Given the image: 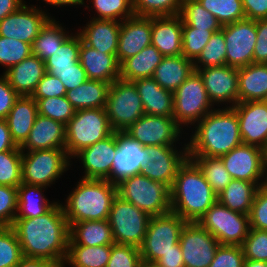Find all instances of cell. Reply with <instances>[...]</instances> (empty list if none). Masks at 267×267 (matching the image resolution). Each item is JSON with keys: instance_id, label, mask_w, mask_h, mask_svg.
I'll return each instance as SVG.
<instances>
[{"instance_id": "obj_16", "label": "cell", "mask_w": 267, "mask_h": 267, "mask_svg": "<svg viewBox=\"0 0 267 267\" xmlns=\"http://www.w3.org/2000/svg\"><path fill=\"white\" fill-rule=\"evenodd\" d=\"M226 65L241 68L253 63L256 21L243 19L224 25Z\"/></svg>"}, {"instance_id": "obj_1", "label": "cell", "mask_w": 267, "mask_h": 267, "mask_svg": "<svg viewBox=\"0 0 267 267\" xmlns=\"http://www.w3.org/2000/svg\"><path fill=\"white\" fill-rule=\"evenodd\" d=\"M11 227L24 257L46 259L63 266L68 249L69 225L59 201L44 215L15 218Z\"/></svg>"}, {"instance_id": "obj_67", "label": "cell", "mask_w": 267, "mask_h": 267, "mask_svg": "<svg viewBox=\"0 0 267 267\" xmlns=\"http://www.w3.org/2000/svg\"><path fill=\"white\" fill-rule=\"evenodd\" d=\"M243 267H267V262L244 260Z\"/></svg>"}, {"instance_id": "obj_52", "label": "cell", "mask_w": 267, "mask_h": 267, "mask_svg": "<svg viewBox=\"0 0 267 267\" xmlns=\"http://www.w3.org/2000/svg\"><path fill=\"white\" fill-rule=\"evenodd\" d=\"M241 247L245 260L267 262V230L250 228Z\"/></svg>"}, {"instance_id": "obj_28", "label": "cell", "mask_w": 267, "mask_h": 267, "mask_svg": "<svg viewBox=\"0 0 267 267\" xmlns=\"http://www.w3.org/2000/svg\"><path fill=\"white\" fill-rule=\"evenodd\" d=\"M45 73V62L31 54L3 74L20 96H31Z\"/></svg>"}, {"instance_id": "obj_65", "label": "cell", "mask_w": 267, "mask_h": 267, "mask_svg": "<svg viewBox=\"0 0 267 267\" xmlns=\"http://www.w3.org/2000/svg\"><path fill=\"white\" fill-rule=\"evenodd\" d=\"M24 0H0V21L7 15L19 10L26 1Z\"/></svg>"}, {"instance_id": "obj_62", "label": "cell", "mask_w": 267, "mask_h": 267, "mask_svg": "<svg viewBox=\"0 0 267 267\" xmlns=\"http://www.w3.org/2000/svg\"><path fill=\"white\" fill-rule=\"evenodd\" d=\"M153 265L155 267H185L179 243L175 245V250L164 254Z\"/></svg>"}, {"instance_id": "obj_21", "label": "cell", "mask_w": 267, "mask_h": 267, "mask_svg": "<svg viewBox=\"0 0 267 267\" xmlns=\"http://www.w3.org/2000/svg\"><path fill=\"white\" fill-rule=\"evenodd\" d=\"M146 161L145 147L125 132H117V150L106 180L117 185L123 179L139 174Z\"/></svg>"}, {"instance_id": "obj_22", "label": "cell", "mask_w": 267, "mask_h": 267, "mask_svg": "<svg viewBox=\"0 0 267 267\" xmlns=\"http://www.w3.org/2000/svg\"><path fill=\"white\" fill-rule=\"evenodd\" d=\"M117 150V132L95 144L82 149L73 158L81 159L84 179H107L110 176L114 156Z\"/></svg>"}, {"instance_id": "obj_11", "label": "cell", "mask_w": 267, "mask_h": 267, "mask_svg": "<svg viewBox=\"0 0 267 267\" xmlns=\"http://www.w3.org/2000/svg\"><path fill=\"white\" fill-rule=\"evenodd\" d=\"M150 219L149 214L117 195L112 201L108 217L115 243L139 248L145 238Z\"/></svg>"}, {"instance_id": "obj_31", "label": "cell", "mask_w": 267, "mask_h": 267, "mask_svg": "<svg viewBox=\"0 0 267 267\" xmlns=\"http://www.w3.org/2000/svg\"><path fill=\"white\" fill-rule=\"evenodd\" d=\"M267 100V64L238 68V102Z\"/></svg>"}, {"instance_id": "obj_29", "label": "cell", "mask_w": 267, "mask_h": 267, "mask_svg": "<svg viewBox=\"0 0 267 267\" xmlns=\"http://www.w3.org/2000/svg\"><path fill=\"white\" fill-rule=\"evenodd\" d=\"M132 82L140 95L146 115L173 117L172 92L162 88L153 78H139Z\"/></svg>"}, {"instance_id": "obj_19", "label": "cell", "mask_w": 267, "mask_h": 267, "mask_svg": "<svg viewBox=\"0 0 267 267\" xmlns=\"http://www.w3.org/2000/svg\"><path fill=\"white\" fill-rule=\"evenodd\" d=\"M237 114L242 142L267 151V100L238 102Z\"/></svg>"}, {"instance_id": "obj_24", "label": "cell", "mask_w": 267, "mask_h": 267, "mask_svg": "<svg viewBox=\"0 0 267 267\" xmlns=\"http://www.w3.org/2000/svg\"><path fill=\"white\" fill-rule=\"evenodd\" d=\"M66 128L59 121L37 115L28 138L20 146L22 152L64 148Z\"/></svg>"}, {"instance_id": "obj_33", "label": "cell", "mask_w": 267, "mask_h": 267, "mask_svg": "<svg viewBox=\"0 0 267 267\" xmlns=\"http://www.w3.org/2000/svg\"><path fill=\"white\" fill-rule=\"evenodd\" d=\"M194 71L193 61L185 56H164L152 78L173 93Z\"/></svg>"}, {"instance_id": "obj_10", "label": "cell", "mask_w": 267, "mask_h": 267, "mask_svg": "<svg viewBox=\"0 0 267 267\" xmlns=\"http://www.w3.org/2000/svg\"><path fill=\"white\" fill-rule=\"evenodd\" d=\"M105 109L114 132H125L145 114L135 84L120 78L109 87Z\"/></svg>"}, {"instance_id": "obj_55", "label": "cell", "mask_w": 267, "mask_h": 267, "mask_svg": "<svg viewBox=\"0 0 267 267\" xmlns=\"http://www.w3.org/2000/svg\"><path fill=\"white\" fill-rule=\"evenodd\" d=\"M245 256L239 245H219L209 267H243Z\"/></svg>"}, {"instance_id": "obj_3", "label": "cell", "mask_w": 267, "mask_h": 267, "mask_svg": "<svg viewBox=\"0 0 267 267\" xmlns=\"http://www.w3.org/2000/svg\"><path fill=\"white\" fill-rule=\"evenodd\" d=\"M170 190L171 211L187 222H198L218 198L201 169L189 157L179 168Z\"/></svg>"}, {"instance_id": "obj_27", "label": "cell", "mask_w": 267, "mask_h": 267, "mask_svg": "<svg viewBox=\"0 0 267 267\" xmlns=\"http://www.w3.org/2000/svg\"><path fill=\"white\" fill-rule=\"evenodd\" d=\"M121 22L109 19L91 18L90 21L84 26L79 35L82 41L96 49L108 54H117L119 32Z\"/></svg>"}, {"instance_id": "obj_20", "label": "cell", "mask_w": 267, "mask_h": 267, "mask_svg": "<svg viewBox=\"0 0 267 267\" xmlns=\"http://www.w3.org/2000/svg\"><path fill=\"white\" fill-rule=\"evenodd\" d=\"M203 79L208 97L220 107L223 102L232 108L238 103V68L228 65L195 69ZM215 103V104H214Z\"/></svg>"}, {"instance_id": "obj_57", "label": "cell", "mask_w": 267, "mask_h": 267, "mask_svg": "<svg viewBox=\"0 0 267 267\" xmlns=\"http://www.w3.org/2000/svg\"><path fill=\"white\" fill-rule=\"evenodd\" d=\"M66 88L58 77L45 73L39 81L32 98H48L66 96Z\"/></svg>"}, {"instance_id": "obj_13", "label": "cell", "mask_w": 267, "mask_h": 267, "mask_svg": "<svg viewBox=\"0 0 267 267\" xmlns=\"http://www.w3.org/2000/svg\"><path fill=\"white\" fill-rule=\"evenodd\" d=\"M220 157L232 179L253 182L259 187L266 185V151L262 148L242 143Z\"/></svg>"}, {"instance_id": "obj_53", "label": "cell", "mask_w": 267, "mask_h": 267, "mask_svg": "<svg viewBox=\"0 0 267 267\" xmlns=\"http://www.w3.org/2000/svg\"><path fill=\"white\" fill-rule=\"evenodd\" d=\"M142 264L138 247L125 244H112L107 267H141Z\"/></svg>"}, {"instance_id": "obj_48", "label": "cell", "mask_w": 267, "mask_h": 267, "mask_svg": "<svg viewBox=\"0 0 267 267\" xmlns=\"http://www.w3.org/2000/svg\"><path fill=\"white\" fill-rule=\"evenodd\" d=\"M97 16L91 18L123 21L134 15L132 0H91Z\"/></svg>"}, {"instance_id": "obj_56", "label": "cell", "mask_w": 267, "mask_h": 267, "mask_svg": "<svg viewBox=\"0 0 267 267\" xmlns=\"http://www.w3.org/2000/svg\"><path fill=\"white\" fill-rule=\"evenodd\" d=\"M250 228L267 230V185L256 191L249 213Z\"/></svg>"}, {"instance_id": "obj_50", "label": "cell", "mask_w": 267, "mask_h": 267, "mask_svg": "<svg viewBox=\"0 0 267 267\" xmlns=\"http://www.w3.org/2000/svg\"><path fill=\"white\" fill-rule=\"evenodd\" d=\"M32 54L31 44L0 36V64L7 71Z\"/></svg>"}, {"instance_id": "obj_63", "label": "cell", "mask_w": 267, "mask_h": 267, "mask_svg": "<svg viewBox=\"0 0 267 267\" xmlns=\"http://www.w3.org/2000/svg\"><path fill=\"white\" fill-rule=\"evenodd\" d=\"M17 147L12 140L7 121L0 119V152L14 150Z\"/></svg>"}, {"instance_id": "obj_42", "label": "cell", "mask_w": 267, "mask_h": 267, "mask_svg": "<svg viewBox=\"0 0 267 267\" xmlns=\"http://www.w3.org/2000/svg\"><path fill=\"white\" fill-rule=\"evenodd\" d=\"M183 22L190 27L201 30H221L220 22L208 12L197 0H182L179 14Z\"/></svg>"}, {"instance_id": "obj_30", "label": "cell", "mask_w": 267, "mask_h": 267, "mask_svg": "<svg viewBox=\"0 0 267 267\" xmlns=\"http://www.w3.org/2000/svg\"><path fill=\"white\" fill-rule=\"evenodd\" d=\"M37 115L38 106L34 98L22 95L16 99L5 120L17 146L20 147L28 138Z\"/></svg>"}, {"instance_id": "obj_34", "label": "cell", "mask_w": 267, "mask_h": 267, "mask_svg": "<svg viewBox=\"0 0 267 267\" xmlns=\"http://www.w3.org/2000/svg\"><path fill=\"white\" fill-rule=\"evenodd\" d=\"M163 57L154 45H148L120 65V79L134 81L139 78H152Z\"/></svg>"}, {"instance_id": "obj_40", "label": "cell", "mask_w": 267, "mask_h": 267, "mask_svg": "<svg viewBox=\"0 0 267 267\" xmlns=\"http://www.w3.org/2000/svg\"><path fill=\"white\" fill-rule=\"evenodd\" d=\"M81 46V36L70 34V36L48 57L45 62L46 70L66 71L74 68V64L79 61V49Z\"/></svg>"}, {"instance_id": "obj_25", "label": "cell", "mask_w": 267, "mask_h": 267, "mask_svg": "<svg viewBox=\"0 0 267 267\" xmlns=\"http://www.w3.org/2000/svg\"><path fill=\"white\" fill-rule=\"evenodd\" d=\"M182 28L180 15L152 17L151 44L163 56L182 55Z\"/></svg>"}, {"instance_id": "obj_58", "label": "cell", "mask_w": 267, "mask_h": 267, "mask_svg": "<svg viewBox=\"0 0 267 267\" xmlns=\"http://www.w3.org/2000/svg\"><path fill=\"white\" fill-rule=\"evenodd\" d=\"M52 76L58 77L64 84L66 91L72 90L80 86L88 80L86 71L82 64L78 61L74 64V68L66 71L46 70Z\"/></svg>"}, {"instance_id": "obj_59", "label": "cell", "mask_w": 267, "mask_h": 267, "mask_svg": "<svg viewBox=\"0 0 267 267\" xmlns=\"http://www.w3.org/2000/svg\"><path fill=\"white\" fill-rule=\"evenodd\" d=\"M20 95L9 84L7 77L0 76V119H6Z\"/></svg>"}, {"instance_id": "obj_4", "label": "cell", "mask_w": 267, "mask_h": 267, "mask_svg": "<svg viewBox=\"0 0 267 267\" xmlns=\"http://www.w3.org/2000/svg\"><path fill=\"white\" fill-rule=\"evenodd\" d=\"M77 182L62 205L68 225L88 220H106L112 201L117 196V185L105 179H84Z\"/></svg>"}, {"instance_id": "obj_17", "label": "cell", "mask_w": 267, "mask_h": 267, "mask_svg": "<svg viewBox=\"0 0 267 267\" xmlns=\"http://www.w3.org/2000/svg\"><path fill=\"white\" fill-rule=\"evenodd\" d=\"M185 267H209L220 245L198 222H187L179 238Z\"/></svg>"}, {"instance_id": "obj_8", "label": "cell", "mask_w": 267, "mask_h": 267, "mask_svg": "<svg viewBox=\"0 0 267 267\" xmlns=\"http://www.w3.org/2000/svg\"><path fill=\"white\" fill-rule=\"evenodd\" d=\"M213 107L203 79L197 71H194L173 92V118L181 128L182 126L188 128L189 124L195 125L214 110Z\"/></svg>"}, {"instance_id": "obj_43", "label": "cell", "mask_w": 267, "mask_h": 267, "mask_svg": "<svg viewBox=\"0 0 267 267\" xmlns=\"http://www.w3.org/2000/svg\"><path fill=\"white\" fill-rule=\"evenodd\" d=\"M195 69L226 65L224 25L214 32L199 56L193 61Z\"/></svg>"}, {"instance_id": "obj_49", "label": "cell", "mask_w": 267, "mask_h": 267, "mask_svg": "<svg viewBox=\"0 0 267 267\" xmlns=\"http://www.w3.org/2000/svg\"><path fill=\"white\" fill-rule=\"evenodd\" d=\"M219 30H201L183 22L182 55L194 61L209 41L211 35Z\"/></svg>"}, {"instance_id": "obj_60", "label": "cell", "mask_w": 267, "mask_h": 267, "mask_svg": "<svg viewBox=\"0 0 267 267\" xmlns=\"http://www.w3.org/2000/svg\"><path fill=\"white\" fill-rule=\"evenodd\" d=\"M256 31L253 63L267 64V19L256 20Z\"/></svg>"}, {"instance_id": "obj_68", "label": "cell", "mask_w": 267, "mask_h": 267, "mask_svg": "<svg viewBox=\"0 0 267 267\" xmlns=\"http://www.w3.org/2000/svg\"><path fill=\"white\" fill-rule=\"evenodd\" d=\"M141 267H155L154 265H150V264H142Z\"/></svg>"}, {"instance_id": "obj_66", "label": "cell", "mask_w": 267, "mask_h": 267, "mask_svg": "<svg viewBox=\"0 0 267 267\" xmlns=\"http://www.w3.org/2000/svg\"><path fill=\"white\" fill-rule=\"evenodd\" d=\"M45 1V4L53 5V6H75V5H83L84 6V0H43Z\"/></svg>"}, {"instance_id": "obj_64", "label": "cell", "mask_w": 267, "mask_h": 267, "mask_svg": "<svg viewBox=\"0 0 267 267\" xmlns=\"http://www.w3.org/2000/svg\"><path fill=\"white\" fill-rule=\"evenodd\" d=\"M14 267H62V265L46 259L23 256Z\"/></svg>"}, {"instance_id": "obj_47", "label": "cell", "mask_w": 267, "mask_h": 267, "mask_svg": "<svg viewBox=\"0 0 267 267\" xmlns=\"http://www.w3.org/2000/svg\"><path fill=\"white\" fill-rule=\"evenodd\" d=\"M182 0H132L134 15L161 17L179 15Z\"/></svg>"}, {"instance_id": "obj_61", "label": "cell", "mask_w": 267, "mask_h": 267, "mask_svg": "<svg viewBox=\"0 0 267 267\" xmlns=\"http://www.w3.org/2000/svg\"><path fill=\"white\" fill-rule=\"evenodd\" d=\"M246 19H267V0H242Z\"/></svg>"}, {"instance_id": "obj_37", "label": "cell", "mask_w": 267, "mask_h": 267, "mask_svg": "<svg viewBox=\"0 0 267 267\" xmlns=\"http://www.w3.org/2000/svg\"><path fill=\"white\" fill-rule=\"evenodd\" d=\"M45 189L46 187L43 186L21 183L17 187L16 218H36L47 213L56 204V201L52 203L44 196L42 192Z\"/></svg>"}, {"instance_id": "obj_35", "label": "cell", "mask_w": 267, "mask_h": 267, "mask_svg": "<svg viewBox=\"0 0 267 267\" xmlns=\"http://www.w3.org/2000/svg\"><path fill=\"white\" fill-rule=\"evenodd\" d=\"M110 85L99 80H87L67 91L66 98L76 110L102 108L106 106Z\"/></svg>"}, {"instance_id": "obj_46", "label": "cell", "mask_w": 267, "mask_h": 267, "mask_svg": "<svg viewBox=\"0 0 267 267\" xmlns=\"http://www.w3.org/2000/svg\"><path fill=\"white\" fill-rule=\"evenodd\" d=\"M22 183V151L0 152V185L18 187Z\"/></svg>"}, {"instance_id": "obj_5", "label": "cell", "mask_w": 267, "mask_h": 267, "mask_svg": "<svg viewBox=\"0 0 267 267\" xmlns=\"http://www.w3.org/2000/svg\"><path fill=\"white\" fill-rule=\"evenodd\" d=\"M65 150L70 158L96 142L110 136L112 130L105 107L76 110L73 118L65 125Z\"/></svg>"}, {"instance_id": "obj_44", "label": "cell", "mask_w": 267, "mask_h": 267, "mask_svg": "<svg viewBox=\"0 0 267 267\" xmlns=\"http://www.w3.org/2000/svg\"><path fill=\"white\" fill-rule=\"evenodd\" d=\"M220 24L246 19L242 0H197Z\"/></svg>"}, {"instance_id": "obj_54", "label": "cell", "mask_w": 267, "mask_h": 267, "mask_svg": "<svg viewBox=\"0 0 267 267\" xmlns=\"http://www.w3.org/2000/svg\"><path fill=\"white\" fill-rule=\"evenodd\" d=\"M17 209V187L0 185V227L13 225Z\"/></svg>"}, {"instance_id": "obj_7", "label": "cell", "mask_w": 267, "mask_h": 267, "mask_svg": "<svg viewBox=\"0 0 267 267\" xmlns=\"http://www.w3.org/2000/svg\"><path fill=\"white\" fill-rule=\"evenodd\" d=\"M186 224V220L172 211L151 216L145 238L139 247L142 262L153 265L164 254L175 250Z\"/></svg>"}, {"instance_id": "obj_41", "label": "cell", "mask_w": 267, "mask_h": 267, "mask_svg": "<svg viewBox=\"0 0 267 267\" xmlns=\"http://www.w3.org/2000/svg\"><path fill=\"white\" fill-rule=\"evenodd\" d=\"M201 169L206 181L217 196L231 182L232 177L225 169L221 157H189Z\"/></svg>"}, {"instance_id": "obj_15", "label": "cell", "mask_w": 267, "mask_h": 267, "mask_svg": "<svg viewBox=\"0 0 267 267\" xmlns=\"http://www.w3.org/2000/svg\"><path fill=\"white\" fill-rule=\"evenodd\" d=\"M176 146H146L147 161L141 169V174L153 181L161 182L170 189L181 165L188 156V147L184 144L181 151Z\"/></svg>"}, {"instance_id": "obj_6", "label": "cell", "mask_w": 267, "mask_h": 267, "mask_svg": "<svg viewBox=\"0 0 267 267\" xmlns=\"http://www.w3.org/2000/svg\"><path fill=\"white\" fill-rule=\"evenodd\" d=\"M170 188L142 175L135 174L117 184V195L132 203L150 216H157L171 211Z\"/></svg>"}, {"instance_id": "obj_23", "label": "cell", "mask_w": 267, "mask_h": 267, "mask_svg": "<svg viewBox=\"0 0 267 267\" xmlns=\"http://www.w3.org/2000/svg\"><path fill=\"white\" fill-rule=\"evenodd\" d=\"M152 17L133 15L121 21L117 59L120 65L151 45Z\"/></svg>"}, {"instance_id": "obj_12", "label": "cell", "mask_w": 267, "mask_h": 267, "mask_svg": "<svg viewBox=\"0 0 267 267\" xmlns=\"http://www.w3.org/2000/svg\"><path fill=\"white\" fill-rule=\"evenodd\" d=\"M198 223L210 232L220 245L241 246L250 230L249 215L232 211L218 200Z\"/></svg>"}, {"instance_id": "obj_39", "label": "cell", "mask_w": 267, "mask_h": 267, "mask_svg": "<svg viewBox=\"0 0 267 267\" xmlns=\"http://www.w3.org/2000/svg\"><path fill=\"white\" fill-rule=\"evenodd\" d=\"M51 18L40 30L39 35L31 45L32 54L45 61L59 48L62 43L70 36L66 28ZM68 34V35H67Z\"/></svg>"}, {"instance_id": "obj_51", "label": "cell", "mask_w": 267, "mask_h": 267, "mask_svg": "<svg viewBox=\"0 0 267 267\" xmlns=\"http://www.w3.org/2000/svg\"><path fill=\"white\" fill-rule=\"evenodd\" d=\"M21 246L14 229L0 227V267H14L22 259Z\"/></svg>"}, {"instance_id": "obj_26", "label": "cell", "mask_w": 267, "mask_h": 267, "mask_svg": "<svg viewBox=\"0 0 267 267\" xmlns=\"http://www.w3.org/2000/svg\"><path fill=\"white\" fill-rule=\"evenodd\" d=\"M79 62L86 71L88 80L113 83L120 78V63L117 56L91 48L82 41V38Z\"/></svg>"}, {"instance_id": "obj_14", "label": "cell", "mask_w": 267, "mask_h": 267, "mask_svg": "<svg viewBox=\"0 0 267 267\" xmlns=\"http://www.w3.org/2000/svg\"><path fill=\"white\" fill-rule=\"evenodd\" d=\"M181 128L173 117L144 114L134 122L125 133L143 147L176 146L182 135ZM175 143V144H174Z\"/></svg>"}, {"instance_id": "obj_2", "label": "cell", "mask_w": 267, "mask_h": 267, "mask_svg": "<svg viewBox=\"0 0 267 267\" xmlns=\"http://www.w3.org/2000/svg\"><path fill=\"white\" fill-rule=\"evenodd\" d=\"M222 108H215L194 125L187 142L189 157H220L243 143L236 111Z\"/></svg>"}, {"instance_id": "obj_36", "label": "cell", "mask_w": 267, "mask_h": 267, "mask_svg": "<svg viewBox=\"0 0 267 267\" xmlns=\"http://www.w3.org/2000/svg\"><path fill=\"white\" fill-rule=\"evenodd\" d=\"M256 183L232 179L217 200L232 211L249 215L256 191Z\"/></svg>"}, {"instance_id": "obj_32", "label": "cell", "mask_w": 267, "mask_h": 267, "mask_svg": "<svg viewBox=\"0 0 267 267\" xmlns=\"http://www.w3.org/2000/svg\"><path fill=\"white\" fill-rule=\"evenodd\" d=\"M114 243L108 219L81 221L69 226L68 245L99 246Z\"/></svg>"}, {"instance_id": "obj_18", "label": "cell", "mask_w": 267, "mask_h": 267, "mask_svg": "<svg viewBox=\"0 0 267 267\" xmlns=\"http://www.w3.org/2000/svg\"><path fill=\"white\" fill-rule=\"evenodd\" d=\"M31 6V7H30ZM24 4L0 21V36L32 45L51 16L37 6Z\"/></svg>"}, {"instance_id": "obj_9", "label": "cell", "mask_w": 267, "mask_h": 267, "mask_svg": "<svg viewBox=\"0 0 267 267\" xmlns=\"http://www.w3.org/2000/svg\"><path fill=\"white\" fill-rule=\"evenodd\" d=\"M64 148L22 152V183L48 188L69 168Z\"/></svg>"}, {"instance_id": "obj_38", "label": "cell", "mask_w": 267, "mask_h": 267, "mask_svg": "<svg viewBox=\"0 0 267 267\" xmlns=\"http://www.w3.org/2000/svg\"><path fill=\"white\" fill-rule=\"evenodd\" d=\"M112 244L99 246L68 245L65 264L71 267H107Z\"/></svg>"}, {"instance_id": "obj_45", "label": "cell", "mask_w": 267, "mask_h": 267, "mask_svg": "<svg viewBox=\"0 0 267 267\" xmlns=\"http://www.w3.org/2000/svg\"><path fill=\"white\" fill-rule=\"evenodd\" d=\"M38 106V114L66 125L75 115L76 109L66 96L34 98Z\"/></svg>"}]
</instances>
